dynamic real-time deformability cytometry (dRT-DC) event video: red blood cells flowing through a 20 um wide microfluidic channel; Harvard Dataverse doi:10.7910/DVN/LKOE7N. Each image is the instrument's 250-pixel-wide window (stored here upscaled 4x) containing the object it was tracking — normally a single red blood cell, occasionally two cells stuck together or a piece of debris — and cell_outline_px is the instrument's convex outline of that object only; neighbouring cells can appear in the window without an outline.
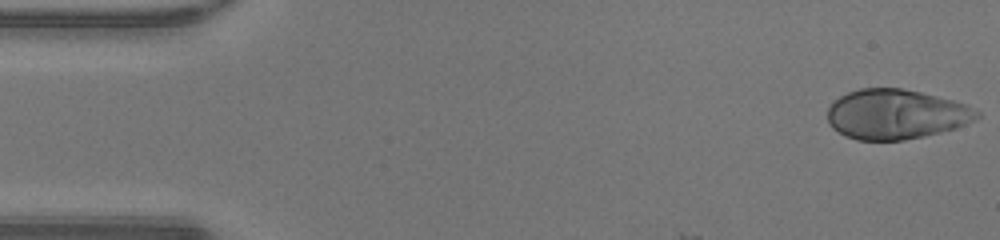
{"species": "human", "species_latin": "Homo sapiens", "temperature_condition": "warm", "stored_images_in_passage": 48, "camera_frame_rate_fps": 3000, "um_per_image_px": 0.085, "donor": {"sex": "male"}, "frame": {"image": 1, "passage_image": 1, "time_ms": 0.0, "image_size_px": [1000, 240], "cell_outline_px": [[980, 116], [956, 128], [924, 136], [904, 140], [856, 140], [844, 136], [832, 128], [828, 124], [828, 108], [840, 96], [848, 92], [860, 88], [900, 88], [920, 92], [968, 104], [980, 112]], "centroid_in_image_um": [76.14, 9.72], "position_along_channel_um": 8.9, "area_um2": 43.35}}
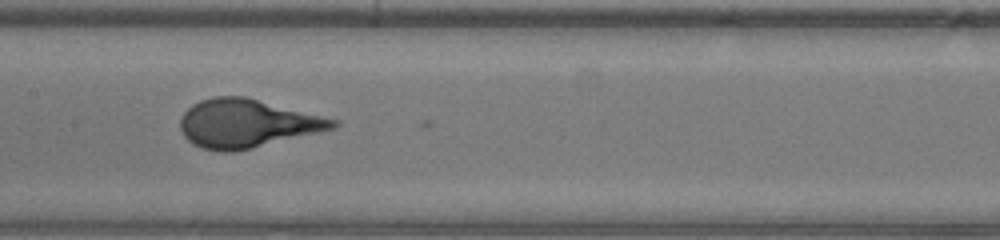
{"frame": {"image": 2, "passage_image": 23, "time_ms": 7.333, "image_size_px": [1000, 240], "cell_outline_px": [[340, 124], [336, 128], [232, 152], [220, 152], [200, 148], [192, 144], [184, 136], [180, 128], [180, 116], [192, 104], [200, 100], [212, 96], [244, 96], [340, 120]], "centroid_in_image_um": [20.96, 10.48], "position_along_channel_um": 186.4, "area_um2": 43.0}}
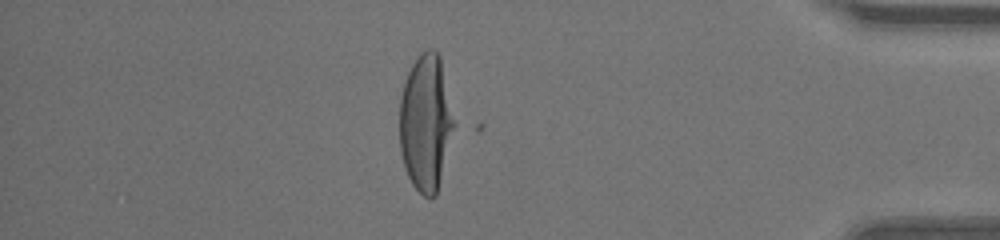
{"frame": {"image": 3, "passage_image": 41, "time_ms": 13.333, "image_size_px": [1000, 240], "cell_outline_px": [[460, 124], [436, 196], [424, 196], [412, 184], [408, 176], [400, 152], [400, 96], [404, 80], [416, 56], [420, 52], [428, 48], [436, 48], [440, 56]], "centroid_in_image_um": [36.29, 10.39], "position_along_channel_um": 398.9, "area_um2": 45.72}}